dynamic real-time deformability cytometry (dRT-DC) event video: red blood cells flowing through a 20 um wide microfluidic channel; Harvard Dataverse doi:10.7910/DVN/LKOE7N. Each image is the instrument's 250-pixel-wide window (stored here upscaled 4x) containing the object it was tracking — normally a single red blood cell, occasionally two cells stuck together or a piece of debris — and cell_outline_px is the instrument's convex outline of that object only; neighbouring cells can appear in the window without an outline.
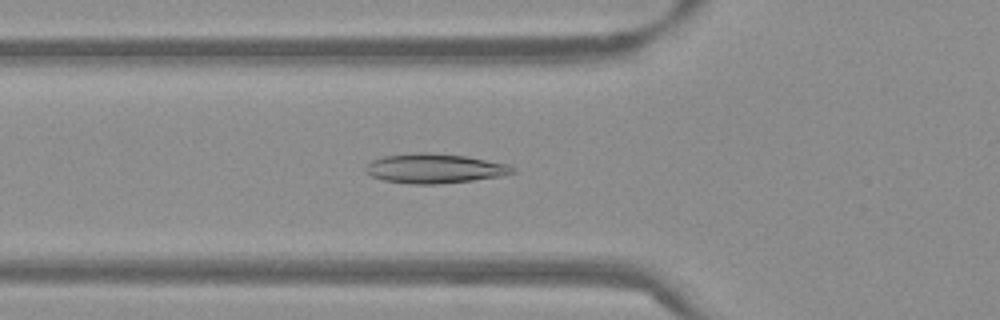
{"species": "Egyptian fruit bat (a non-hibernating species)", "species_latin": "Rousettus aegyptiacus", "temperature_condition": "warm", "stored_images_in_passage": 53, "camera_frame_rate_fps": 3000, "um_per_image_px": 0.085, "frame": {"image": 1, "passage_image": 19, "time_ms": 6.0, "image_size_px": [1000, 320], "cell_outline_px": [[516, 172], [500, 176], [472, 180], [436, 184], [412, 184], [384, 180], [372, 176], [364, 172], [364, 168], [372, 160], [384, 156], [420, 152], [424, 152], [468, 156], [508, 164], [516, 168]], "centroid_in_image_um": [36.95, 14.31], "position_along_channel_um": 88.9, "area_um2": 25.26}}
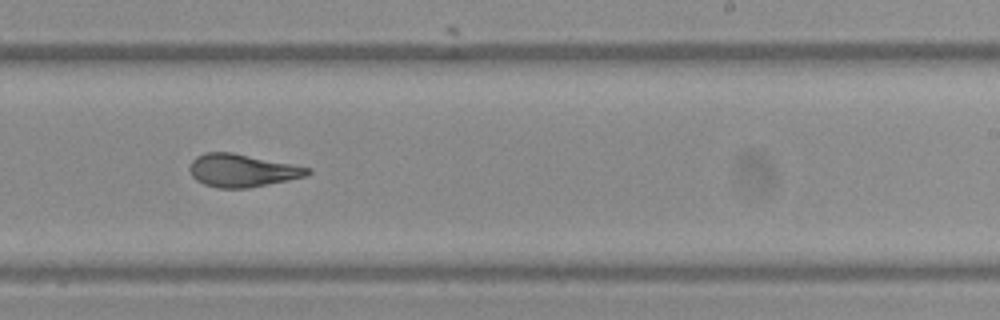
{"frame": {"image": 2, "passage_image": 33, "time_ms": 10.667, "image_size_px": [1000, 320], "cell_outline_px": [[312, 172], [308, 176], [248, 188], [216, 188], [204, 184], [196, 180], [192, 176], [188, 168], [192, 160], [196, 156], [204, 152], [232, 152], [312, 168]], "centroid_in_image_um": [20.57, 14.49], "position_along_channel_um": 268.4, "area_um2": 22.72}}
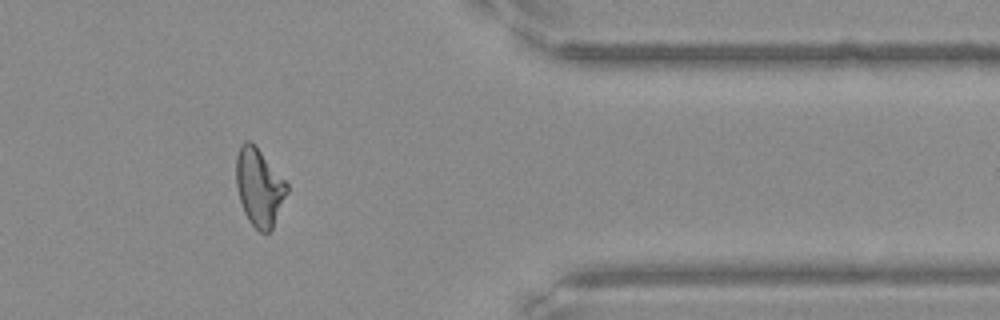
{"frame": {"image": 3, "passage_image": 44, "time_ms": 14.333, "image_size_px": [1000, 320], "cell_outline_px": [[288, 192], [272, 228], [268, 232], [260, 232], [248, 220], [244, 212], [240, 200], [236, 184], [236, 156], [240, 144], [244, 140], [252, 140], [288, 184]], "centroid_in_image_um": [22.02, 15.86], "position_along_channel_um": 389.4, "area_um2": 23.0}, "authors_computed_cell_mechanics": {"area_um2": 23.7558, "velocity_mm_per_s": 3.8288, "shape_relaxation_time_tau1_ms": null, "shape_relaxation_time_tau2_ms": 1.349, "deformation_change_tau1": null, "deformation_change_tau2": 0.0812}}